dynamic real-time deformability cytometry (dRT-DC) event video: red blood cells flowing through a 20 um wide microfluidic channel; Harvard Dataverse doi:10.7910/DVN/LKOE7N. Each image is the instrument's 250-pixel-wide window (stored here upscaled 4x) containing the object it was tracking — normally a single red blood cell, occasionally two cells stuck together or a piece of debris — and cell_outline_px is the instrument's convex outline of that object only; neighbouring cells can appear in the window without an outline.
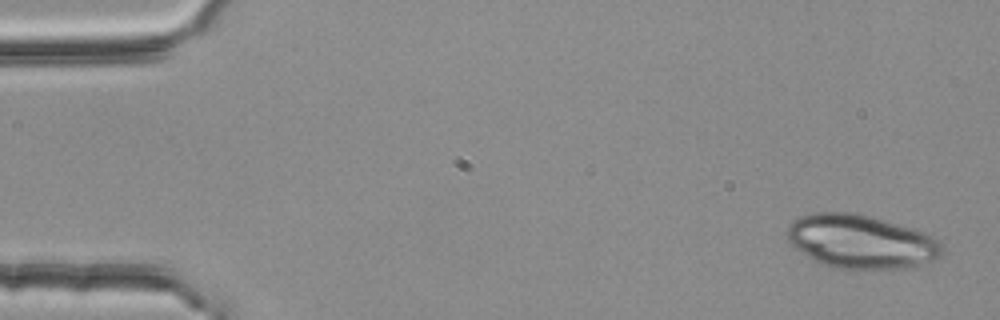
{"species": "common noctule bat (a hibernating species)", "species_latin": "Nyctalus noctula", "temperature_condition": "room temperature", "stored_images_in_passage": 3, "camera_frame_rate_fps": 3000, "um_per_image_px": 0.085, "animal": {"sex": "female", "body_mass_g": 25.1}, "frame": {"image": 1, "passage_image": 1, "time_ms": 0.0, "image_size_px": [1000, 320], "cell_outline_px": [[944, 252], [940, 256], [904, 268], [836, 268], [824, 264], [800, 252], [788, 240], [788, 224], [792, 220], [800, 216], [812, 212], [860, 212], [912, 228], [924, 232], [932, 236], [944, 244]], "centroid_in_image_um": [73.17, 20.49], "position_along_channel_um": 11.8, "area_um2": 48.26}}